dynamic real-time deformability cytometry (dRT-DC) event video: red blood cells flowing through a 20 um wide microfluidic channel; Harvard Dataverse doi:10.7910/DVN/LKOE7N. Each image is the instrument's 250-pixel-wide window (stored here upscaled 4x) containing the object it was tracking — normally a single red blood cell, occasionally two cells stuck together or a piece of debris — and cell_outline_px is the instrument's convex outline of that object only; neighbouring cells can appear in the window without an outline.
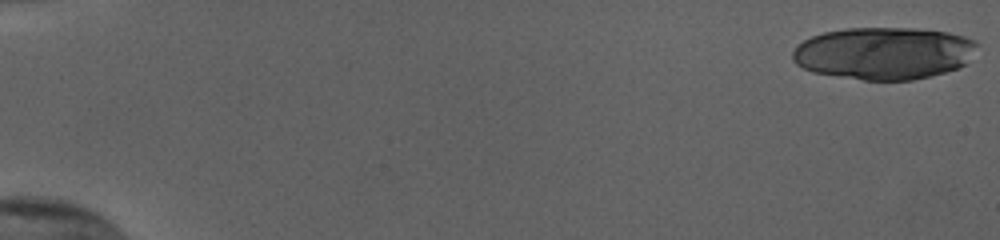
{"species": "human", "species_latin": "Homo sapiens", "temperature_condition": "cold", "stored_images_in_passage": 21, "camera_frame_rate_fps": 3000, "um_per_image_px": 0.085, "donor": {"sex": "female"}, "frame": {"image": 1, "passage_image": 1, "time_ms": 0.0, "image_size_px": [1000, 240], "cell_outline_px": [[980, 44], [964, 64], [960, 68], [912, 80], [864, 80], [812, 72], [796, 64], [792, 60], [792, 52], [796, 44], [812, 36], [824, 32], [844, 28], [916, 28], [948, 32], [964, 36], [976, 40]], "centroid_in_image_um": [75.12, 4.51], "position_along_channel_um": 9.9, "area_um2": 56.53}}
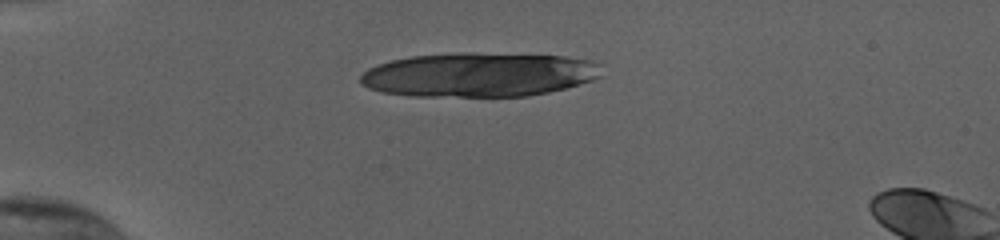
{"frame": {"image": 2, "passage_image": 15, "time_ms": 4.667, "image_size_px": [1000, 240], "cell_outline_px": [[604, 76], [592, 80], [564, 88], [548, 92], [528, 96], [412, 96], [380, 92], [368, 88], [360, 84], [360, 76], [368, 68], [392, 60], [412, 56], [460, 52], [472, 52], [564, 56], [592, 60], [600, 64]], "centroid_in_image_um": [40.73, 6.34], "position_along_channel_um": 44.3, "area_um2": 62.6}}